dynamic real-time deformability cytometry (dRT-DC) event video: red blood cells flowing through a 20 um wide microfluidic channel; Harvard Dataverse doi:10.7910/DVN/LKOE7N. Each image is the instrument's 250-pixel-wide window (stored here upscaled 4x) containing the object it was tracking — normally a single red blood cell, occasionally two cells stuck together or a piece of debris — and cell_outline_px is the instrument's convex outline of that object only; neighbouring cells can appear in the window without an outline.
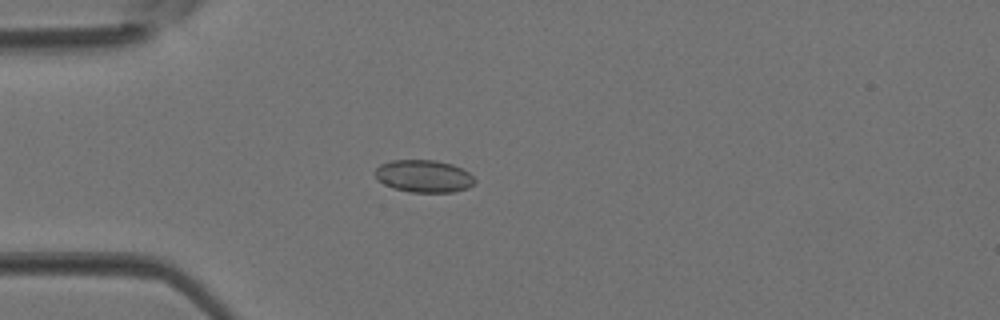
{"species": "Egyptian fruit bat (a non-hibernating species)", "species_latin": "Rousettus aegyptiacus", "temperature_condition": "room temperature", "stored_images_in_passage": 2, "camera_frame_rate_fps": 3000, "um_per_image_px": 0.085, "animal": {"sex": "female"}, "frame": {"image": 1, "passage_image": 2, "time_ms": 0.333, "image_size_px": [1000, 320], "cell_outline_px": [[476, 180], [468, 188], [452, 192], [408, 192], [392, 188], [376, 180], [372, 172], [380, 164], [392, 160], [436, 160], [452, 164], [468, 172]], "centroid_in_image_um": [35.96, 14.97], "position_along_channel_um": 49.0, "area_um2": 19.02}}